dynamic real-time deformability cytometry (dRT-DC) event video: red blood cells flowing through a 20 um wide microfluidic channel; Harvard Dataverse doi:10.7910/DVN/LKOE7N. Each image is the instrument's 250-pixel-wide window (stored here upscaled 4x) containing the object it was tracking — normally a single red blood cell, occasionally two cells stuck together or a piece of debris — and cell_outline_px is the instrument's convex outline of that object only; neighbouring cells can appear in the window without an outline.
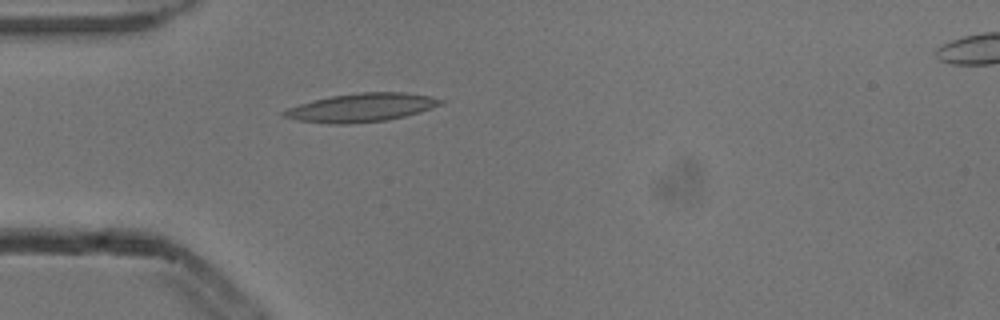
{"species": "common noctule bat (a hibernating species)", "species_latin": "Nyctalus noctula", "temperature_condition": "cold", "stored_images_in_passage": 1, "camera_frame_rate_fps": 3000, "um_per_image_px": 0.085, "animal": {"sex": "male", "body_mass_g": 13.3}, "frame": {"image": 1, "passage_image": 1, "time_ms": 0.0, "image_size_px": [1000, 320], "cell_outline_px": [[444, 104], [420, 112], [404, 116], [384, 120], [348, 124], [328, 124], [296, 120], [284, 116], [280, 112], [288, 108], [312, 100], [332, 96], [360, 92], [404, 92], [428, 96], [444, 100]], "centroid_in_image_um": [30.71, 9.14], "position_along_channel_um": 54.3, "area_um2": 25.89}}